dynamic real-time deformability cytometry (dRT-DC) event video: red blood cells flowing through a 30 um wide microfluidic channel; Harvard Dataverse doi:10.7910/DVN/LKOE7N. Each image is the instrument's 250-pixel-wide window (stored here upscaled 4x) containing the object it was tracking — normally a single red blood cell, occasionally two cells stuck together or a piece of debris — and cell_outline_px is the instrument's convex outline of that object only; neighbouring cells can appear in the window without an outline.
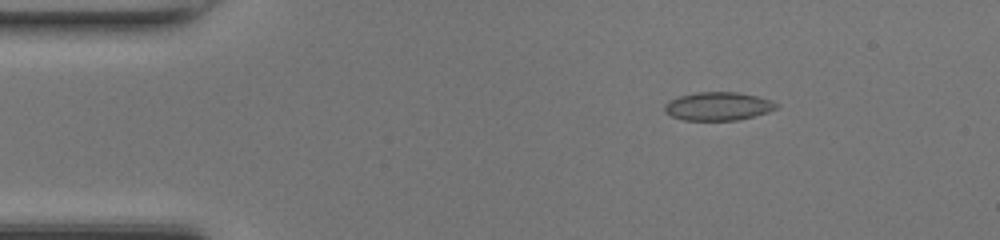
{"species": "common noctule bat (a hibernating species)", "species_latin": "Nyctalus noctula", "temperature_condition": "room temperature", "stored_images_in_passage": 47, "camera_frame_rate_fps": 3000, "um_per_image_px": 0.085, "animal": {"sex": "female", "body_mass_g": 17.0, "forearm_length_mm": 48.0}, "frame": {"image": 1, "passage_image": 7, "time_ms": 2.0, "image_size_px": [1000, 240], "cell_outline_px": [[780, 104], [776, 108], [768, 112], [736, 120], [684, 120], [672, 116], [664, 112], [664, 104], [668, 100], [680, 96], [696, 92], [736, 92], [756, 96]], "centroid_in_image_um": [60.99, 9.03], "position_along_channel_um": 24.0, "area_um2": 18.32}}
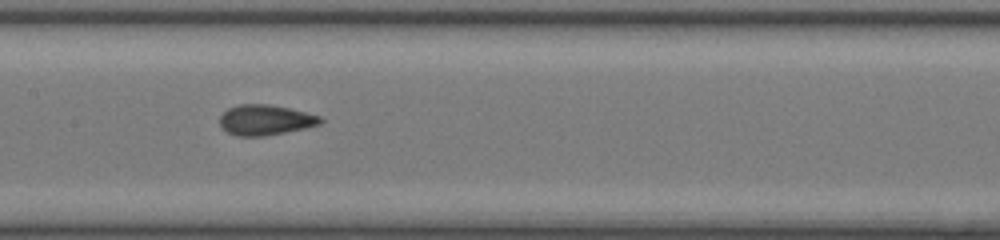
{"frame": {"image": 2, "passage_image": 23, "time_ms": 7.333, "image_size_px": [1000, 240], "cell_outline_px": [[324, 120], [320, 124], [304, 128], [264, 136], [236, 136], [228, 132], [220, 124], [220, 116], [228, 108], [240, 104], [268, 104], [288, 108], [320, 116]], "centroid_in_image_um": [22.54, 10.19], "position_along_channel_um": 184.9, "area_um2": 17.57}}
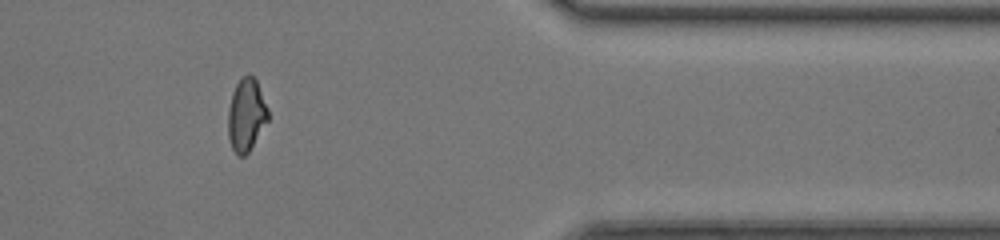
{"frame": {"image": 3, "passage_image": 39, "time_ms": 12.667, "image_size_px": [1000, 240], "cell_outline_px": [[268, 120], [248, 152], [244, 156], [240, 156], [232, 148], [228, 136], [228, 108], [232, 92], [236, 84], [248, 72], [256, 80], [268, 108]], "centroid_in_image_um": [20.92, 9.75], "position_along_channel_um": 390.5, "area_um2": 16.76}, "authors_computed_cell_mechanics": {"area_um2": 17.5712, "velocity_mm_per_s": 4.3424, "shape_relaxation_time_tau1_ms": null, "shape_relaxation_time_tau2_ms": 0.9969, "deformation_change_tau1": null, "deformation_change_tau2": 0.0583}}